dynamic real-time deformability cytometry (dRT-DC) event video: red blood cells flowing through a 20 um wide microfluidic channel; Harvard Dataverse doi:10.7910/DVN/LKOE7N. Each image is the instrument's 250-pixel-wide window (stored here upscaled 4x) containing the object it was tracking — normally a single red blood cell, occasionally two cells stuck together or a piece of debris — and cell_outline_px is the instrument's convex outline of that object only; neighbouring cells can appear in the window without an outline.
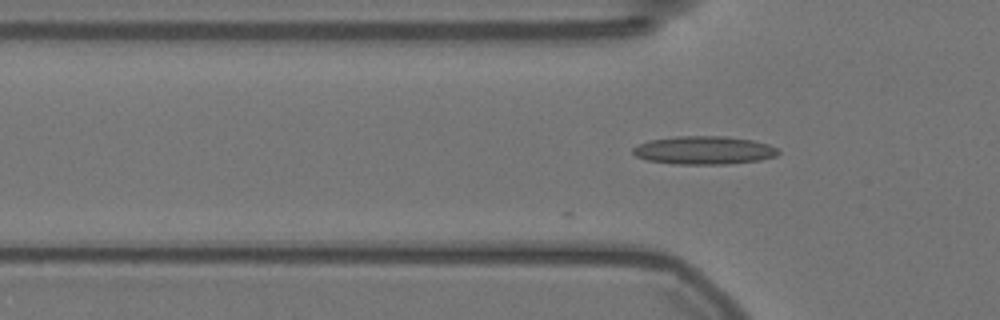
{"species": "Egyptian fruit bat (a non-hibernating species)", "species_latin": "Rousettus aegyptiacus", "temperature_condition": "warm", "stored_images_in_passage": 2, "camera_frame_rate_fps": 3000, "um_per_image_px": 0.085, "animal": {"sex": "female"}, "frame": {"image": 1, "passage_image": 2, "time_ms": 0.333, "image_size_px": [1000, 320], "cell_outline_px": [[780, 152], [776, 156], [760, 160], [728, 164], [672, 164], [648, 160], [636, 156], [632, 152], [632, 148], [648, 140], [676, 136], [724, 136], [752, 140], [768, 144], [776, 148]], "centroid_in_image_um": [59.83, 12.77], "position_along_channel_um": 66.0, "area_um2": 23.93}}